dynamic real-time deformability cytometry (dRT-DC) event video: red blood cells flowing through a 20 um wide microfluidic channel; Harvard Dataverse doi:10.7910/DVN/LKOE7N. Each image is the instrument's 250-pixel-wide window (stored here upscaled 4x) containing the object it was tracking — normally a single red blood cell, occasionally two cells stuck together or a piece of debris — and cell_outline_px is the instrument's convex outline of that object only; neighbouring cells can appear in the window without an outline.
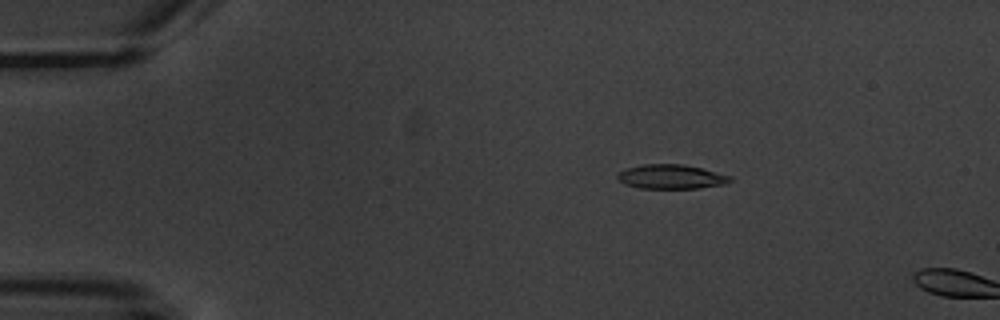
{"species": "common noctule bat (a hibernating species)", "species_latin": "Nyctalus noctula", "temperature_condition": "warm", "stored_images_in_passage": 4, "camera_frame_rate_fps": 3000, "um_per_image_px": 0.085, "animal": {"sex": "male", "body_mass_g": 20.1, "forearm_length_mm": 53.5}, "frame": {"image": 1, "passage_image": 3, "time_ms": 2.333, "image_size_px": [1000, 320], "cell_outline_px": [[732, 180], [724, 184], [700, 188], [640, 188], [624, 184], [616, 176], [620, 172], [628, 168], [640, 164], [680, 164], [700, 168], [732, 176]], "centroid_in_image_um": [57.05, 15.02], "position_along_channel_um": 28.0, "area_um2": 15.78}}